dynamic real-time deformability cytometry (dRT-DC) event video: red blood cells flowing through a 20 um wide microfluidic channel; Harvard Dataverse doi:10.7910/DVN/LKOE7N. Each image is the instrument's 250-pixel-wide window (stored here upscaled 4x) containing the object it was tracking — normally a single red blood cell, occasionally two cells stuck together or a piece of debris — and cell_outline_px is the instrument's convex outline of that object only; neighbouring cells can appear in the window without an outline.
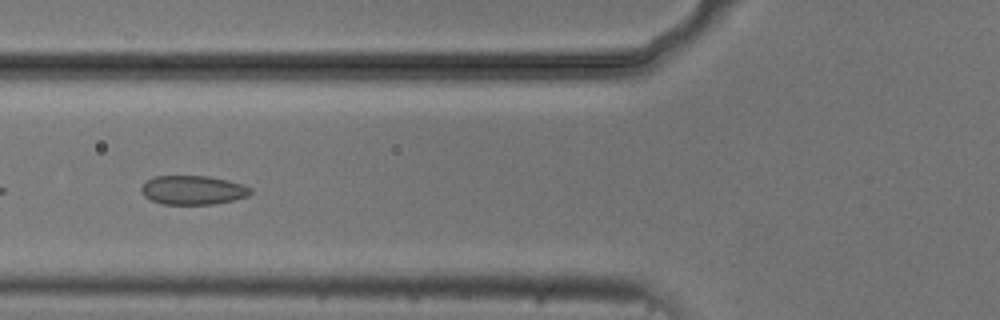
{"species": "common noctule bat (a hibernating species)", "species_latin": "Nyctalus noctula", "temperature_condition": "cold", "stored_images_in_passage": 7, "camera_frame_rate_fps": 3000, "um_per_image_px": 0.085, "animal": {"sex": "male", "body_mass_g": 20.5, "forearm_length_mm": 52.5}, "frame": {"image": 1, "passage_image": 5, "time_ms": 4.667, "image_size_px": [1000, 320], "cell_outline_px": [[252, 192], [248, 196], [232, 200], [212, 204], [164, 204], [152, 200], [144, 196], [140, 192], [140, 188], [148, 180], [156, 176], [208, 176], [228, 180], [244, 184], [252, 188]], "centroid_in_image_um": [16.42, 16.15], "position_along_channel_um": 109.4, "area_um2": 18.44}}
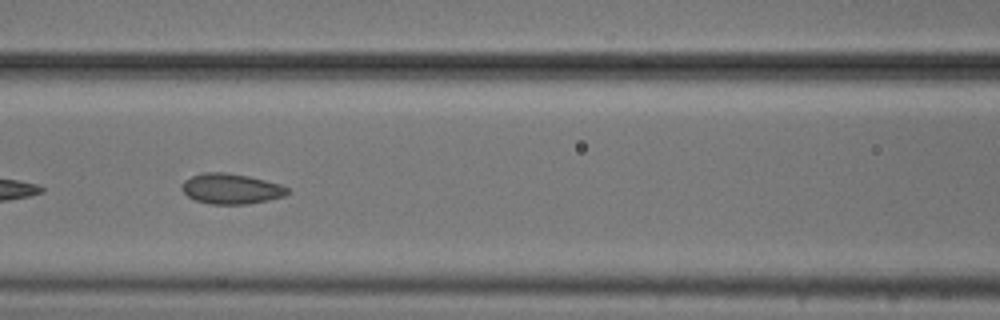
{"frame": {"image": 2, "passage_image": 6, "time_ms": 5.667, "image_size_px": [1000, 320], "cell_outline_px": [[288, 192], [284, 196], [268, 200], [248, 204], [212, 204], [196, 200], [188, 196], [180, 188], [184, 180], [200, 172], [224, 172], [248, 176], [280, 184], [288, 188]], "centroid_in_image_um": [19.62, 16.04], "position_along_channel_um": 147.0, "area_um2": 18.61}}
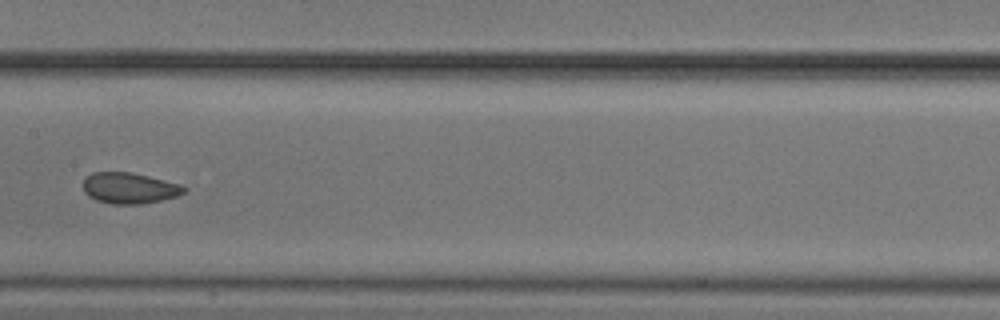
{"frame": {"image": 3, "passage_image": 7, "time_ms": 7.0, "image_size_px": [1000, 320], "cell_outline_px": [[188, 188], [184, 192], [176, 196], [160, 200], [140, 204], [112, 204], [96, 200], [88, 196], [84, 192], [84, 180], [92, 172], [132, 172], [180, 184]], "centroid_in_image_um": [10.99, 15.99], "position_along_channel_um": 196.4, "area_um2": 18.09}}